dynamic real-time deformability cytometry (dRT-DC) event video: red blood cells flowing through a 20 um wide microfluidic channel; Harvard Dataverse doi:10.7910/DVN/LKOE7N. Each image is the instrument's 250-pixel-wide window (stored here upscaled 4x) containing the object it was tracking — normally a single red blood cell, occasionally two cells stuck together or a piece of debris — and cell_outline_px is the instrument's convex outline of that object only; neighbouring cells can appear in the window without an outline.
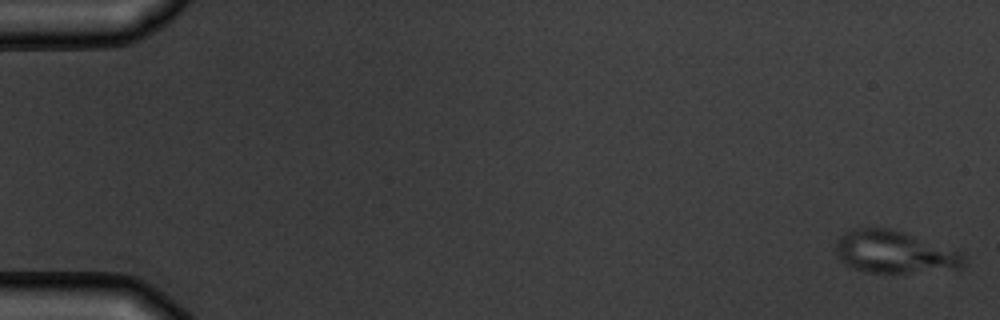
{"species": "common noctule bat (a hibernating species)", "species_latin": "Nyctalus noctula", "temperature_condition": "warm", "stored_images_in_passage": 5, "camera_frame_rate_fps": 3000, "um_per_image_px": 0.085, "animal": {"sex": "male", "body_mass_g": 19.5, "forearm_length_mm": 54.6}, "frame": {"image": 1, "passage_image": 1, "time_ms": 0.0, "image_size_px": [1000, 320], "cell_outline_px": [[964, 264], [960, 268], [904, 272], [868, 272], [844, 264], [836, 252], [836, 240], [844, 232], [856, 228], [888, 228], [904, 232], [964, 252]], "centroid_in_image_um": [76.03, 21.4], "position_along_channel_um": 9.0, "area_um2": 31.27}}